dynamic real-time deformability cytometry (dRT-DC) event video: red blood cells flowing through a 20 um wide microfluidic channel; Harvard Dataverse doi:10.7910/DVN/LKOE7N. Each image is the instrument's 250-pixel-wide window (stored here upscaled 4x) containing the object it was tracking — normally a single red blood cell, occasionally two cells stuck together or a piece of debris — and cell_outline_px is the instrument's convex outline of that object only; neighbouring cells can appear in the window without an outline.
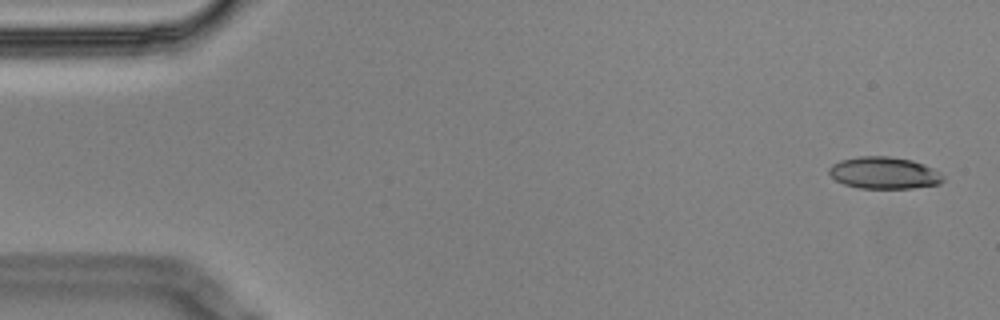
{"species": "Egyptian fruit bat (a non-hibernating species)", "species_latin": "Rousettus aegyptiacus", "temperature_condition": "cold", "stored_images_in_passage": 4, "camera_frame_rate_fps": 3000, "um_per_image_px": 0.085, "animal": {"sex": "male"}, "frame": {"image": 1, "passage_image": 1, "time_ms": 0.0, "image_size_px": [1000, 320], "cell_outline_px": [[944, 180], [940, 184], [912, 188], [860, 188], [844, 184], [836, 180], [828, 172], [828, 168], [832, 164], [840, 160], [860, 156], [888, 156], [912, 160], [924, 164], [940, 172], [944, 176]], "centroid_in_image_um": [75.16, 14.69], "position_along_channel_um": 9.8, "area_um2": 21.27}}
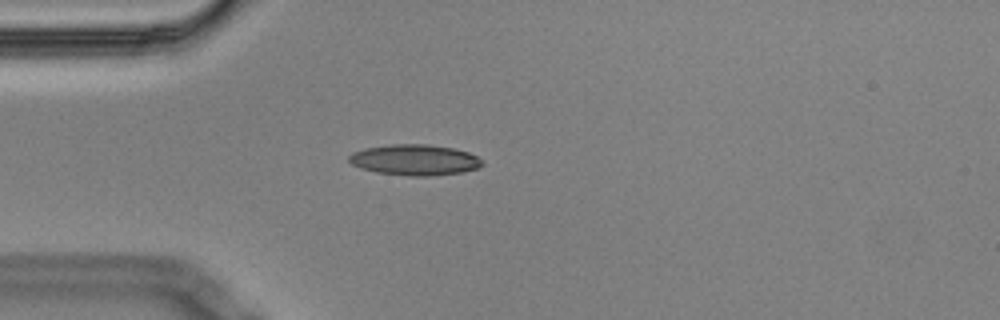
{"frame": {"image": 2, "passage_image": 4, "time_ms": 1.0, "image_size_px": [1000, 320], "cell_outline_px": [[484, 164], [480, 168], [464, 172], [428, 176], [408, 176], [376, 172], [360, 168], [352, 164], [348, 160], [348, 156], [352, 152], [368, 148], [392, 144], [428, 144], [452, 148], [468, 152], [476, 156]], "centroid_in_image_um": [35.26, 13.6], "position_along_channel_um": 49.7, "area_um2": 23.93}}